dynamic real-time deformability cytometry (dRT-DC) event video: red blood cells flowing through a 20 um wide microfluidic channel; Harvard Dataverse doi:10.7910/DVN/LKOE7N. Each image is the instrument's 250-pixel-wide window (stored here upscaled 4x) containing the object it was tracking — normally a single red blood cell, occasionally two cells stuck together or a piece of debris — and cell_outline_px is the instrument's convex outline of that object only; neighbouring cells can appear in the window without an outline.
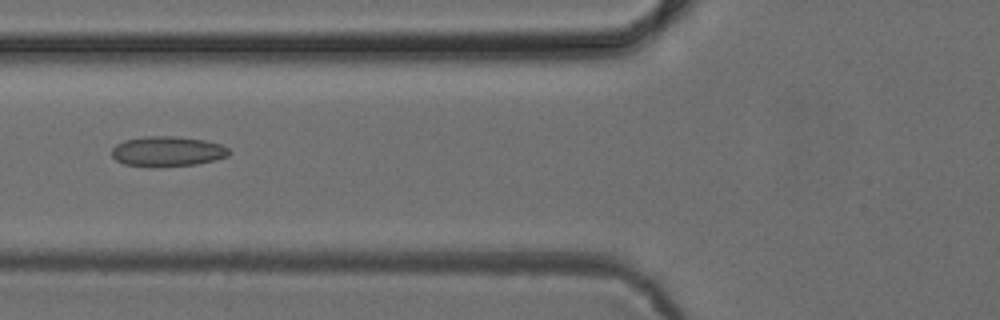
{"species": "common noctule bat (a hibernating species)", "species_latin": "Nyctalus noctula", "temperature_condition": "cold", "stored_images_in_passage": 6, "camera_frame_rate_fps": 3000, "um_per_image_px": 0.085, "animal": {"sex": "female", "body_mass_g": 24.6, "forearm_length_mm": 56.2}, "frame": {"image": 1, "passage_image": 5, "time_ms": 6.333, "image_size_px": [1000, 320], "cell_outline_px": [[232, 152], [228, 156], [216, 160], [196, 164], [152, 168], [124, 164], [116, 160], [112, 156], [112, 148], [116, 144], [124, 140], [144, 136], [176, 136], [204, 140], [220, 144], [228, 148]], "centroid_in_image_um": [14.22, 12.88], "position_along_channel_um": 111.6, "area_um2": 20.92}}
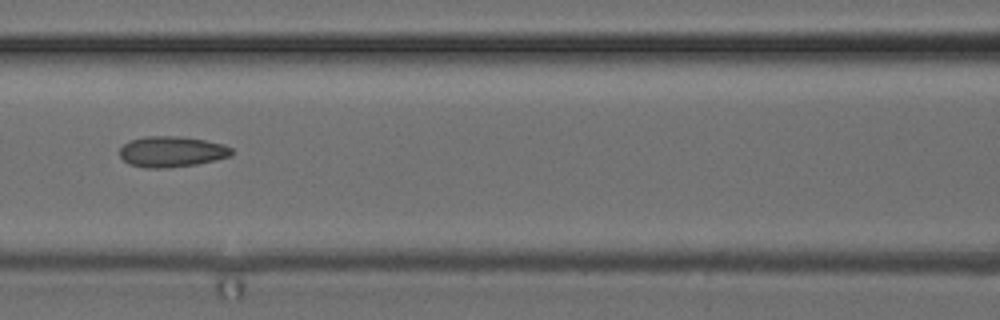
{"frame": {"image": 2, "passage_image": 6, "time_ms": 7.333, "image_size_px": [1000, 320], "cell_outline_px": [[232, 156], [216, 160], [196, 164], [168, 168], [144, 168], [128, 164], [120, 156], [120, 148], [124, 144], [132, 140], [144, 136], [176, 136], [204, 140], [224, 144], [232, 148]], "centroid_in_image_um": [14.6, 12.9], "position_along_channel_um": 152.0, "area_um2": 20.11}}